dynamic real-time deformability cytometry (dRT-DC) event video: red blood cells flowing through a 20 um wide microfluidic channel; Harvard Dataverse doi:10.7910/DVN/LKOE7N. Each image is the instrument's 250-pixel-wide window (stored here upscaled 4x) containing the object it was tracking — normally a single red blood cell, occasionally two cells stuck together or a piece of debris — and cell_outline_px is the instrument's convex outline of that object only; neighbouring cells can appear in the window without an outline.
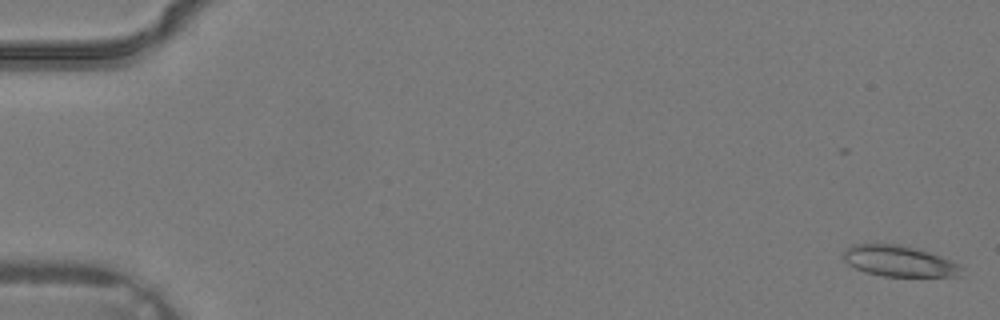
{"species": "common noctule bat (a hibernating species)", "species_latin": "Nyctalus noctula", "temperature_condition": "warm", "stored_images_in_passage": 2, "camera_frame_rate_fps": 3000, "um_per_image_px": 0.085, "animal": {"sex": "male", "body_mass_g": 19.2, "forearm_length_mm": 51.8}, "frame": {"image": 1, "passage_image": 2, "time_ms": 0.333, "image_size_px": [1000, 320], "cell_outline_px": [[964, 268], [960, 276], [884, 276], [868, 272], [856, 268], [848, 264], [844, 260], [844, 252], [852, 244], [900, 244], [928, 252], [940, 256]], "centroid_in_image_um": [76.42, 22.19], "position_along_channel_um": 8.6, "area_um2": 20.87}}